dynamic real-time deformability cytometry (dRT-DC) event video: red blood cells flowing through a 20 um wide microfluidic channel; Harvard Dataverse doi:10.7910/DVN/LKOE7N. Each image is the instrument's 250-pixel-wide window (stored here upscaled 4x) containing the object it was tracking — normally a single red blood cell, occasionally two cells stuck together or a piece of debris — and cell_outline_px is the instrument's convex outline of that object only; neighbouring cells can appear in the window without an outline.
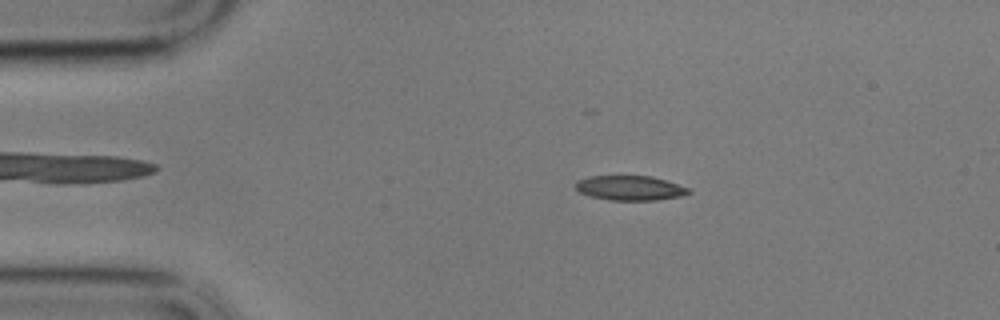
{"species": "common noctule bat (a hibernating species)", "species_latin": "Nyctalus noctula", "temperature_condition": "cold", "stored_images_in_passage": 57, "camera_frame_rate_fps": 3000, "um_per_image_px": 0.085, "animal": {"sex": "male", "body_mass_g": 17.9}, "frame": {"image": 1, "passage_image": 10, "time_ms": 3.0, "image_size_px": [1000, 320], "cell_outline_px": [[692, 192], [684, 196], [656, 200], [608, 200], [588, 196], [580, 192], [572, 184], [576, 180], [588, 176], [652, 176], [668, 180], [688, 188]], "centroid_in_image_um": [53.53, 15.98], "position_along_channel_um": 31.5, "area_um2": 16.59}}
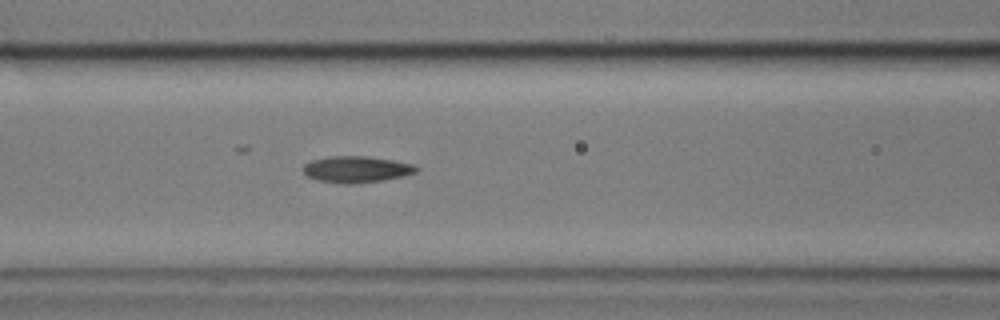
{"frame": {"image": 2, "passage_image": 23, "time_ms": 7.333, "image_size_px": [1000, 320], "cell_outline_px": [[420, 168], [416, 172], [404, 176], [384, 180], [356, 184], [344, 184], [316, 180], [308, 176], [304, 172], [304, 164], [312, 160], [332, 156], [364, 156], [392, 160], [412, 164]], "centroid_in_image_um": [30.31, 14.4], "position_along_channel_um": 136.3, "area_um2": 17.4}}
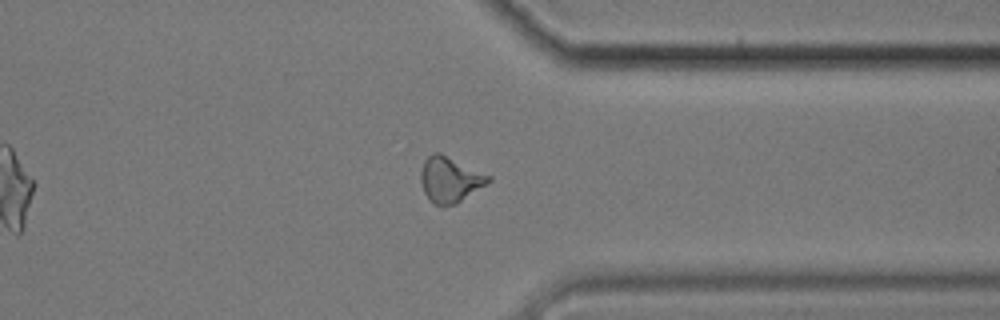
{"frame": {"image": 3, "passage_image": 44, "time_ms": 14.333, "image_size_px": [1000, 320], "cell_outline_px": [[492, 180], [488, 184], [456, 204], [444, 208], [436, 204], [424, 192], [420, 180], [420, 172], [424, 160], [432, 152], [440, 152], [492, 176]], "centroid_in_image_um": [38.27, 15.26], "position_along_channel_um": 373.1, "area_um2": 18.21}, "authors_computed_cell_mechanics": {"area_um2": 17.051, "velocity_mm_per_s": 3.4276, "shape_relaxation_time_tau1_ms": 3.4081, "shape_relaxation_time_tau2_ms": 7.138, "deformation_change_tau1": 0.128, "deformation_change_tau2": 0.1468}}